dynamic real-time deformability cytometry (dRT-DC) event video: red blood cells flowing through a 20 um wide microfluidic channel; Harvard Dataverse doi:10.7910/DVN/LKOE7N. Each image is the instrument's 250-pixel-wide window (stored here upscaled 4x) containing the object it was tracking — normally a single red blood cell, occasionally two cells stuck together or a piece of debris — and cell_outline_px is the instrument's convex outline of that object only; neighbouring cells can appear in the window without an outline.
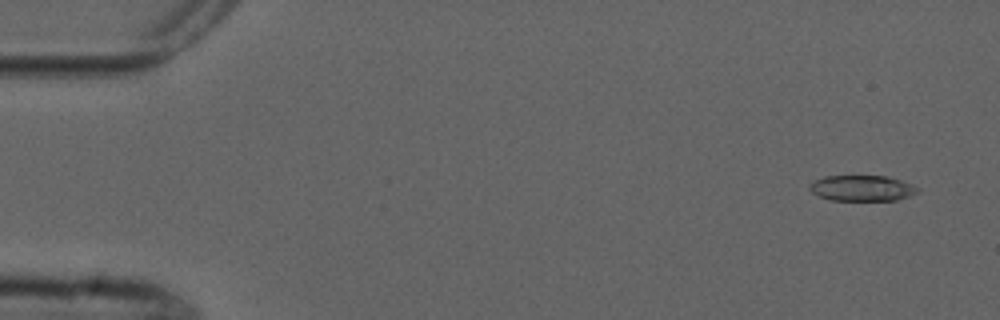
{"species": "common noctule bat (a hibernating species)", "species_latin": "Nyctalus noctula", "temperature_condition": "cold", "stored_images_in_passage": 4, "camera_frame_rate_fps": 3000, "um_per_image_px": 0.085, "animal": {"sex": "male", "forearm_length_mm": 52.5}, "frame": {"image": 1, "passage_image": 1, "time_ms": 0.0, "image_size_px": [1000, 320], "cell_outline_px": [[920, 192], [912, 196], [896, 200], [828, 200], [812, 192], [808, 188], [808, 184], [824, 176], [884, 176], [900, 180], [912, 184], [920, 188]], "centroid_in_image_um": [73.3, 16.0], "position_along_channel_um": 11.7, "area_um2": 16.3}}